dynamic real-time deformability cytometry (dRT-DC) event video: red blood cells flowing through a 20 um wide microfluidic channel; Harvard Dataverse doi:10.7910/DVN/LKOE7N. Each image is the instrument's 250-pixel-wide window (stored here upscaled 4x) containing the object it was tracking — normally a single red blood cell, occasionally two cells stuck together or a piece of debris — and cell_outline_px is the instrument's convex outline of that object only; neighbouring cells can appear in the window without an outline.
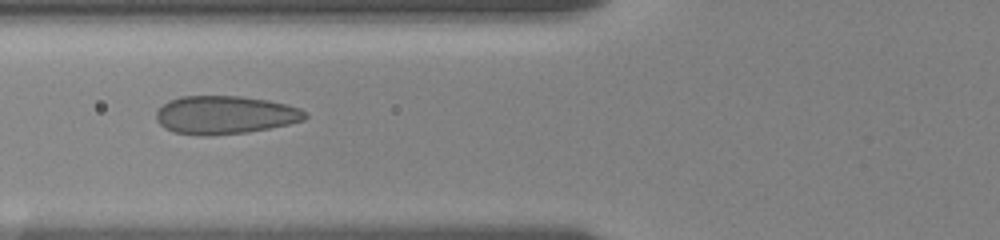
{"species": "human", "species_latin": "Homo sapiens", "temperature_condition": "room temperature", "stored_images_in_passage": 35, "camera_frame_rate_fps": 3000, "um_per_image_px": 0.085, "donor": {"sex": "female"}, "frame": {"image": 1, "passage_image": 12, "time_ms": 7.333, "image_size_px": [1000, 240], "cell_outline_px": [[308, 116], [304, 120], [288, 124], [248, 132], [212, 136], [196, 136], [172, 132], [164, 128], [156, 120], [156, 112], [168, 100], [180, 96], [240, 96], [268, 100], [300, 108], [308, 112]], "centroid_in_image_um": [19.1, 9.78], "position_along_channel_um": 106.7, "area_um2": 33.47}}
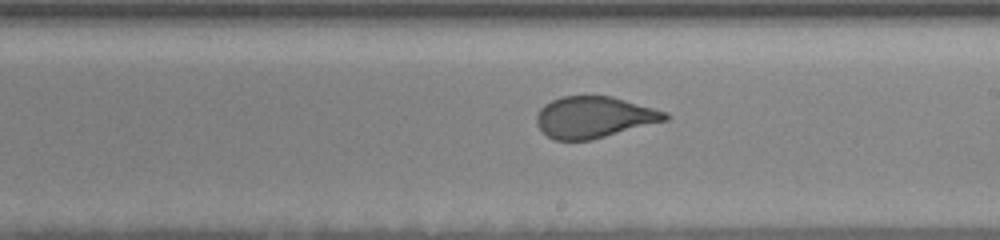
{"frame": {"image": 2, "passage_image": 17, "time_ms": 11.0, "image_size_px": [1000, 240], "cell_outline_px": [[672, 116], [668, 120], [592, 140], [556, 140], [548, 136], [536, 124], [536, 116], [540, 108], [544, 104], [560, 96], [612, 96], [668, 112]], "centroid_in_image_um": [50.52, 9.96], "position_along_channel_um": 238.5, "area_um2": 31.15}}
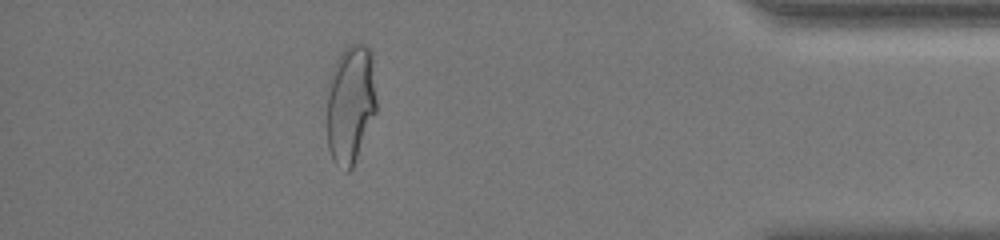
{"frame": {"image": 3, "passage_image": 31, "time_ms": 16.667, "image_size_px": [1000, 240], "cell_outline_px": [[376, 112], [352, 168], [348, 172], [344, 172], [332, 160], [328, 148], [328, 80], [336, 60], [340, 52], [348, 44], [368, 44], [372, 52], [376, 100]], "centroid_in_image_um": [29.79, 8.82], "position_along_channel_um": 405.4, "area_um2": 34.62}, "authors_computed_cell_mechanics": {"area_um2": 33.4662, "velocity_mm_per_s": 3.5777, "shape_relaxation_time_tau1_ms": 6.4371, "shape_relaxation_time_tau2_ms": null, "deformation_change_tau1": 0.1545, "deformation_change_tau2": null}}